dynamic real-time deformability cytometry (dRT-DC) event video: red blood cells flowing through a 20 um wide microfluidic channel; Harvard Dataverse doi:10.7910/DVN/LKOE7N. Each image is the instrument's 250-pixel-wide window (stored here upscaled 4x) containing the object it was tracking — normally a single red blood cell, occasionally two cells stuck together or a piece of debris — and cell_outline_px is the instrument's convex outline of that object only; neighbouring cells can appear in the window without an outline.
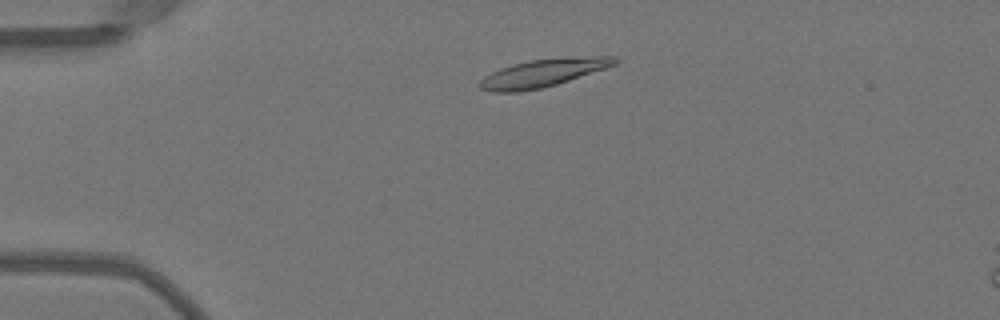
{"species": "Egyptian fruit bat (a non-hibernating species)", "species_latin": "Rousettus aegyptiacus", "temperature_condition": "warm", "stored_images_in_passage": 43, "camera_frame_rate_fps": 3000, "um_per_image_px": 0.085, "animal": {"sex": "female"}, "frame": {"image": 1, "passage_image": 8, "time_ms": 2.333, "image_size_px": [1000, 320], "cell_outline_px": [[620, 60], [616, 64], [556, 84], [540, 88], [520, 92], [492, 92], [480, 88], [476, 84], [484, 76], [500, 68], [512, 64], [532, 60], [596, 56], [616, 56]], "centroid_in_image_um": [46.09, 6.21], "position_along_channel_um": 38.9, "area_um2": 21.5}}
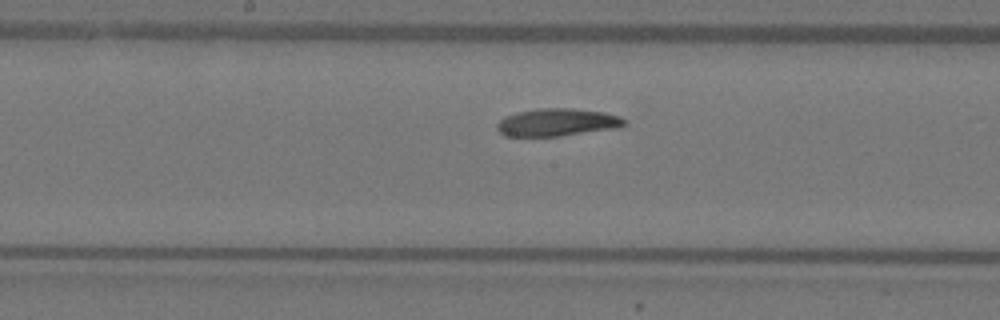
{"frame": {"image": 2, "passage_image": 23, "time_ms": 7.333, "image_size_px": [1000, 320], "cell_outline_px": [[628, 124], [616, 128], [560, 136], [504, 136], [496, 128], [496, 124], [504, 116], [516, 112], [540, 108], [572, 108], [604, 112], [620, 116], [628, 120]], "centroid_in_image_um": [47.37, 10.39], "position_along_channel_um": 200.8, "area_um2": 20.69}}
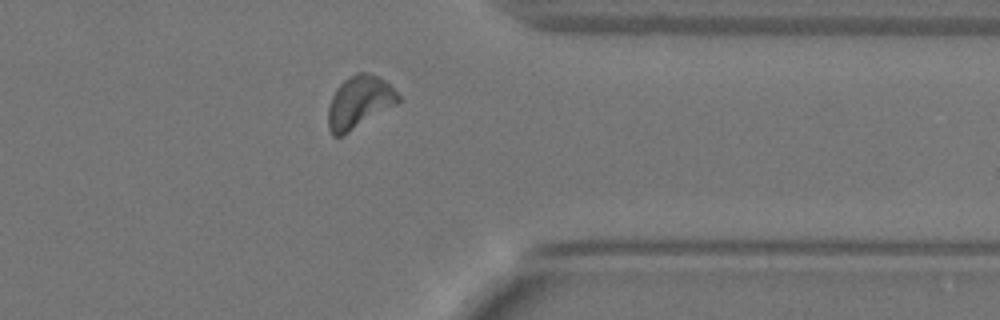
{"frame": {"image": 3, "passage_image": 37, "time_ms": 12.0, "image_size_px": [1000, 320], "cell_outline_px": [[400, 100], [396, 104], [348, 132], [340, 136], [332, 136], [328, 128], [328, 108], [332, 96], [336, 88], [344, 80], [356, 72], [368, 72], [380, 76], [400, 96]], "centroid_in_image_um": [30.51, 8.66], "position_along_channel_um": 380.9, "area_um2": 21.15}}